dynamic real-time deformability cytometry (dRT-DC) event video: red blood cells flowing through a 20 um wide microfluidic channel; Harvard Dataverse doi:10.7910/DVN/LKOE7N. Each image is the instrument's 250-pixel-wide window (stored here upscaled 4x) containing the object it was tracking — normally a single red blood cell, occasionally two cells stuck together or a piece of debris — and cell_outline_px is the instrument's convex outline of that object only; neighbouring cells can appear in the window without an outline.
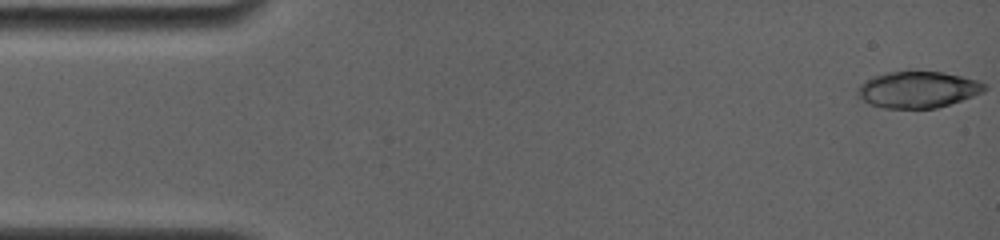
{"species": "common noctule bat (a hibernating species)", "species_latin": "Nyctalus noctula", "temperature_condition": "room temperature", "stored_images_in_passage": 16, "camera_frame_rate_fps": 4000, "um_per_image_px": 0.085, "animal": {"sex": "female", "body_mass_g": 19.0, "forearm_length_mm": 56.7}, "frame": {"image": 1, "passage_image": 1, "time_ms": 0.0, "image_size_px": [1000, 240], "cell_outline_px": [[984, 88], [980, 92], [960, 100], [936, 108], [888, 108], [872, 104], [864, 100], [860, 96], [860, 88], [868, 80], [876, 76], [892, 72], [940, 72], [972, 80], [984, 84]], "centroid_in_image_um": [78.01, 7.63], "position_along_channel_um": 7.0, "area_um2": 25.37}}
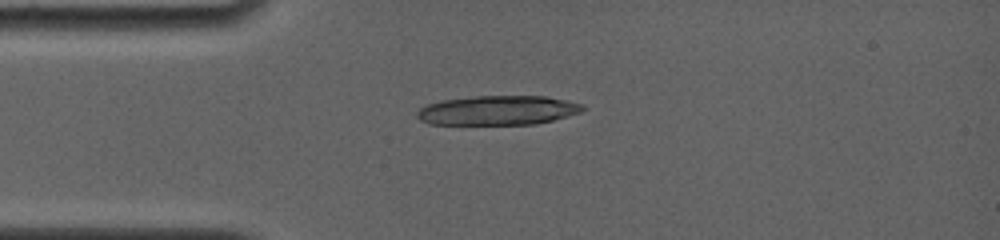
{"frame": {"image": 2, "passage_image": 16, "time_ms": 3.75, "image_size_px": [1000, 240], "cell_outline_px": [[584, 108], [580, 112], [568, 116], [536, 124], [428, 124], [420, 120], [416, 116], [416, 112], [420, 108], [428, 104], [440, 100], [476, 96], [548, 96], [584, 104]], "centroid_in_image_um": [42.3, 9.37], "position_along_channel_um": 42.7, "area_um2": 28.44}}